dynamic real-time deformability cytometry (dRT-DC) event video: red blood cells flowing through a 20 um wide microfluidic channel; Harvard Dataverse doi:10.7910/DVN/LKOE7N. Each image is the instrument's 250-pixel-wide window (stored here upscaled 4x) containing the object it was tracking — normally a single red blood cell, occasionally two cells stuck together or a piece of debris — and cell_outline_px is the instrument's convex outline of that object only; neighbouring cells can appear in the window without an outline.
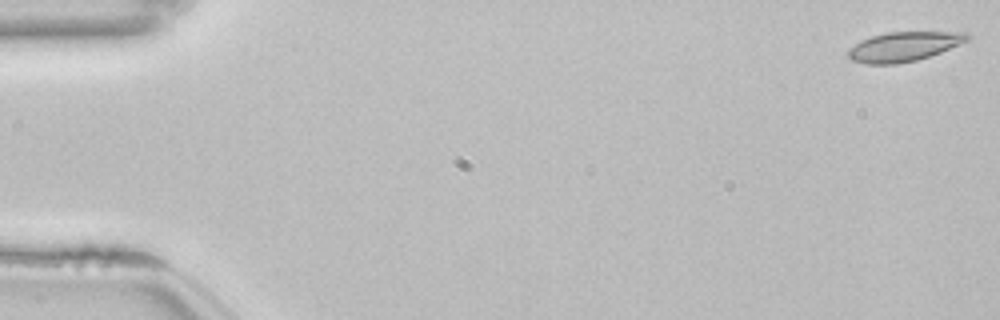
{"species": "common noctule bat (a hibernating species)", "species_latin": "Nyctalus noctula", "temperature_condition": "room temperature", "stored_images_in_passage": 9, "camera_frame_rate_fps": 3000, "um_per_image_px": 0.085, "animal": {"sex": "female", "body_mass_g": 22.7, "forearm_length_mm": 54.2}, "frame": {"image": 1, "passage_image": 1, "time_ms": 0.0, "image_size_px": [1000, 320], "cell_outline_px": [[972, 36], [968, 40], [960, 44], [940, 52], [916, 60], [896, 64], [864, 64], [852, 60], [848, 56], [848, 48], [860, 40], [872, 36], [888, 32], [968, 32]], "centroid_in_image_um": [76.81, 3.95], "position_along_channel_um": 8.2, "area_um2": 20.46}}